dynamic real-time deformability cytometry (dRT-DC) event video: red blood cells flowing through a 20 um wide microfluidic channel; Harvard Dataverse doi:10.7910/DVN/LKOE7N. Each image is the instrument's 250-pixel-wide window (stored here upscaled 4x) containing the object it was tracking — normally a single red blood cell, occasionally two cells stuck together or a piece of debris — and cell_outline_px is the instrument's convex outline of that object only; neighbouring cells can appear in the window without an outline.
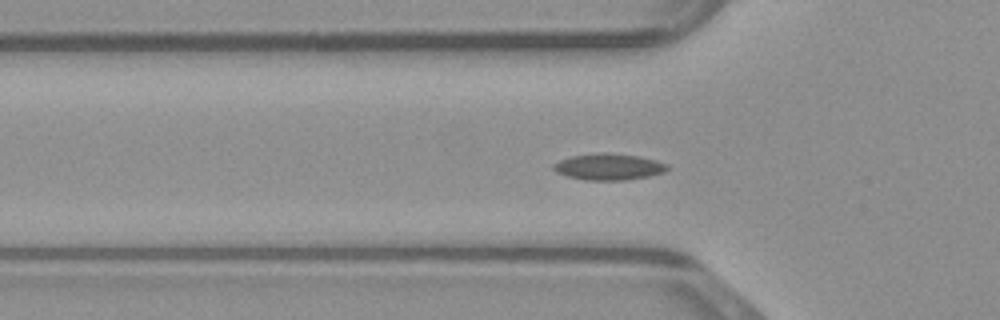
{"species": "common noctule bat (a hibernating species)", "species_latin": "Nyctalus noctula", "temperature_condition": "warm", "stored_images_in_passage": 41, "camera_frame_rate_fps": 3000, "um_per_image_px": 0.085, "animal": {"sex": "male", "body_mass_g": 23.1, "forearm_length_mm": 52.7}, "frame": {"image": 1, "passage_image": 7, "time_ms": 2.0, "image_size_px": [1000, 320], "cell_outline_px": [[668, 168], [664, 172], [648, 176], [624, 180], [584, 180], [568, 176], [556, 172], [552, 168], [552, 164], [560, 160], [572, 156], [596, 152], [608, 152], [640, 156], [656, 160], [668, 164]], "centroid_in_image_um": [51.73, 14.16], "position_along_channel_um": 74.1, "area_um2": 17.63}}
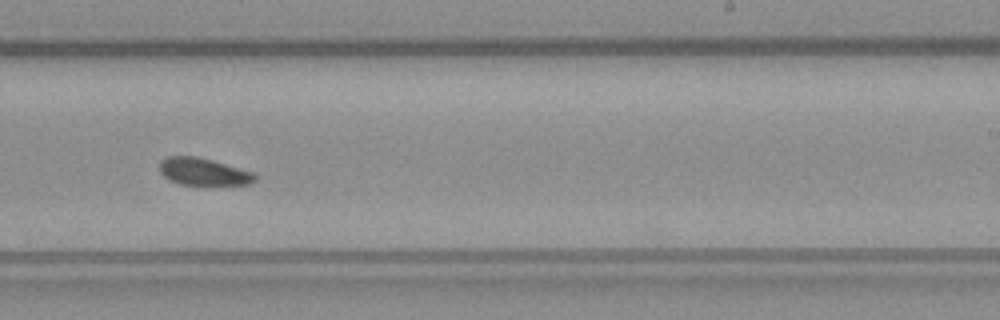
{"frame": {"image": 2, "passage_image": 21, "time_ms": 6.667, "image_size_px": [1000, 320], "cell_outline_px": [[260, 176], [256, 180], [248, 184], [212, 188], [180, 184], [168, 180], [160, 172], [160, 160], [168, 156], [196, 156], [212, 160], [256, 172]], "centroid_in_image_um": [17.37, 14.65], "position_along_channel_um": 271.6, "area_um2": 16.24}}
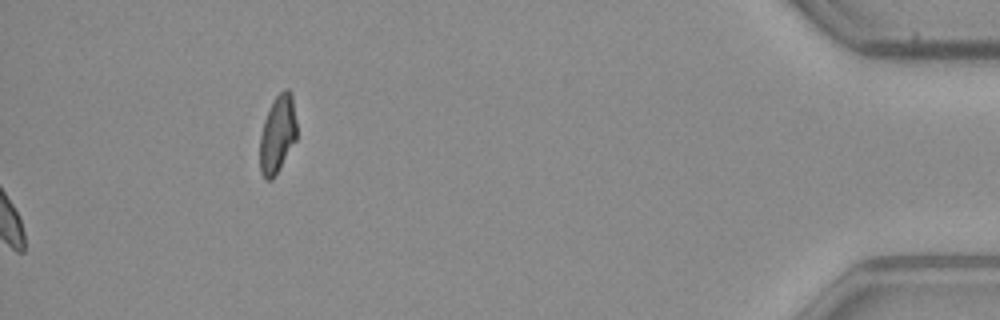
{"frame": {"image": 3, "passage_image": 41, "time_ms": 13.333, "image_size_px": [1000, 320], "cell_outline_px": [[296, 140], [276, 176], [272, 180], [264, 180], [260, 172], [260, 136], [264, 120], [268, 108], [276, 96], [284, 88], [288, 88], [292, 92], [296, 124]], "centroid_in_image_um": [23.58, 11.42], "position_along_channel_um": 411.6, "area_um2": 16.99}}